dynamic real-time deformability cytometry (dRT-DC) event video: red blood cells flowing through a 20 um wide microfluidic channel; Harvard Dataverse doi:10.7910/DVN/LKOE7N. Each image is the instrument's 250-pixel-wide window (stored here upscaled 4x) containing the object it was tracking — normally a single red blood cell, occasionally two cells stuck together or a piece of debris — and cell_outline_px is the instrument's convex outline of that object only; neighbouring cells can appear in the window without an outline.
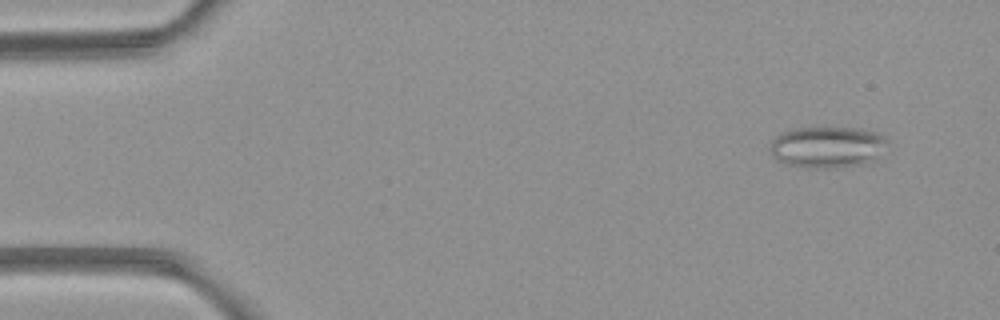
{"species": "common noctule bat (a hibernating species)", "species_latin": "Nyctalus noctula", "temperature_condition": "room temperature", "stored_images_in_passage": 5, "camera_frame_rate_fps": 3000, "um_per_image_px": 0.085, "animal": {"sex": "female", "body_mass_g": 21.9}, "frame": {"image": 1, "passage_image": 2, "time_ms": 1.0, "image_size_px": [1000, 320], "cell_outline_px": [[888, 140], [876, 160], [864, 164], [836, 168], [808, 168], [788, 164], [776, 160], [772, 156], [768, 148], [772, 140], [780, 132], [796, 128], [860, 128], [880, 132]], "centroid_in_image_um": [70.32, 12.5], "position_along_channel_um": 14.7, "area_um2": 28.73}}